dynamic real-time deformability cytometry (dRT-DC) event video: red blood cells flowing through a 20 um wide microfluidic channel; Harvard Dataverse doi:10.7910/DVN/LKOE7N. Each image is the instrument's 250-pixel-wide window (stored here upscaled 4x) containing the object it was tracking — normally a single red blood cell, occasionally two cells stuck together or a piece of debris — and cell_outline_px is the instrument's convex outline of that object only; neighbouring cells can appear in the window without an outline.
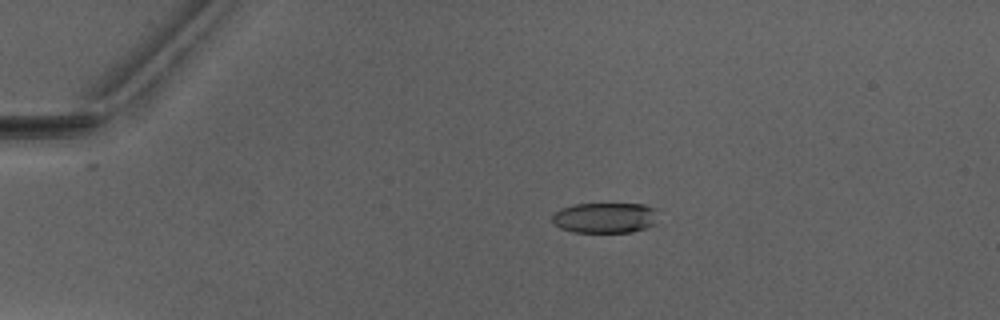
{"species": "Egyptian fruit bat (a non-hibernating species)", "species_latin": "Rousettus aegyptiacus", "temperature_condition": "warm", "stored_images_in_passage": 42, "camera_frame_rate_fps": 3000, "um_per_image_px": 0.085, "animal": {"sex": "male"}, "frame": {"image": 1, "passage_image": 1, "time_ms": 0.0, "image_size_px": [1000, 320], "cell_outline_px": [[656, 224], [632, 232], [572, 232], [560, 228], [552, 220], [552, 216], [560, 208], [576, 204], [644, 204], [656, 208]], "centroid_in_image_um": [51.44, 18.51], "position_along_channel_um": 33.6, "area_um2": 18.84}}
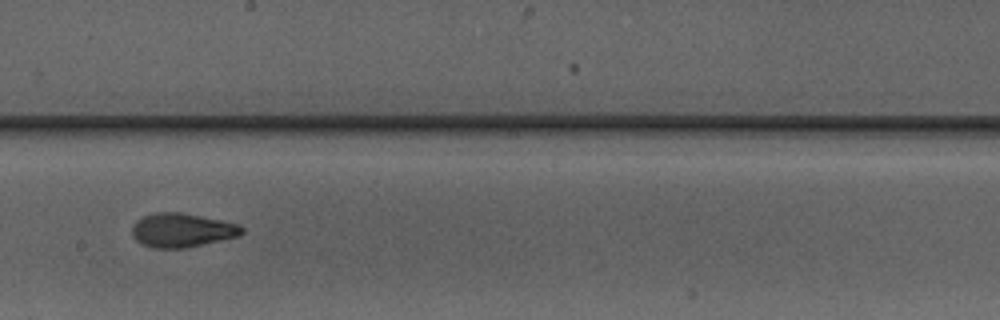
{"frame": {"image": 2, "passage_image": 20, "time_ms": 6.333, "image_size_px": [1000, 320], "cell_outline_px": [[244, 232], [240, 236], [184, 248], [152, 248], [140, 244], [132, 236], [132, 228], [136, 220], [144, 216], [156, 212], [180, 212], [240, 224], [244, 228]], "centroid_in_image_um": [15.46, 19.57], "position_along_channel_um": 232.7, "area_um2": 21.79}}
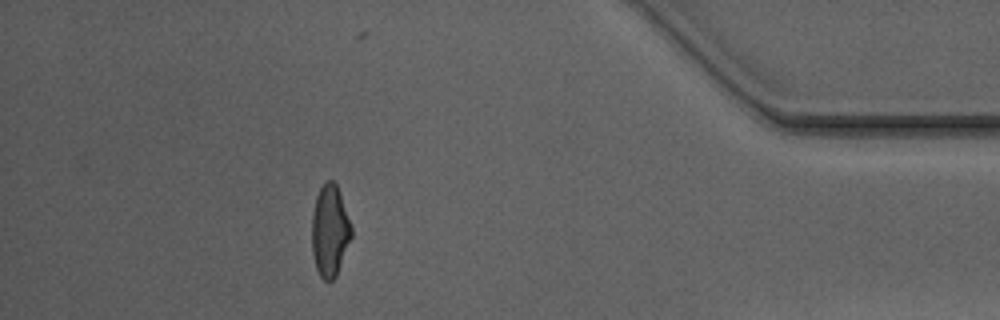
{"frame": {"image": 3, "passage_image": 36, "time_ms": 11.667, "image_size_px": [1000, 320], "cell_outline_px": [[352, 236], [336, 276], [328, 284], [320, 276], [316, 268], [312, 252], [312, 212], [316, 196], [320, 188], [328, 180], [332, 180], [336, 184], [340, 192], [352, 228]], "centroid_in_image_um": [28.03, 19.63], "position_along_channel_um": 407.2, "area_um2": 21.15}, "authors_computed_cell_mechanics": {"area_um2": 21.2993, "velocity_mm_per_s": 4.0962, "shape_relaxation_time_tau1_ms": 4.4414, "shape_relaxation_time_tau2_ms": 1.1164, "deformation_change_tau1": 0.1705, "deformation_change_tau2": 0.0756}}